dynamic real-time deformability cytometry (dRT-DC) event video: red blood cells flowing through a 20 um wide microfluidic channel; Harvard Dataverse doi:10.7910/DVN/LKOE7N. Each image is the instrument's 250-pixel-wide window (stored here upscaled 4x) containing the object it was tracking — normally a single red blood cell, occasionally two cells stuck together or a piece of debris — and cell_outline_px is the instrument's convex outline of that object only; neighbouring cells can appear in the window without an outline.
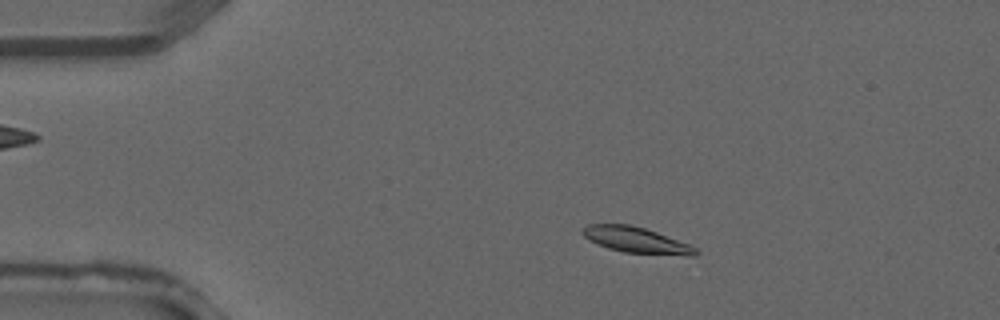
{"species": "common noctule bat (a hibernating species)", "species_latin": "Nyctalus noctula", "temperature_condition": "warm", "stored_images_in_passage": 20, "camera_frame_rate_fps": 3000, "um_per_image_px": 0.085, "animal": {"sex": "male", "forearm_length_mm": 52.5}, "frame": {"image": 1, "passage_image": 5, "time_ms": 1.333, "image_size_px": [1000, 320], "cell_outline_px": [[700, 252], [696, 256], [688, 256], [624, 252], [608, 248], [588, 240], [580, 232], [588, 224], [628, 224], [644, 228], [656, 232], [688, 244], [696, 248]], "centroid_in_image_um": [54.08, 20.41], "position_along_channel_um": 30.9, "area_um2": 16.94}}
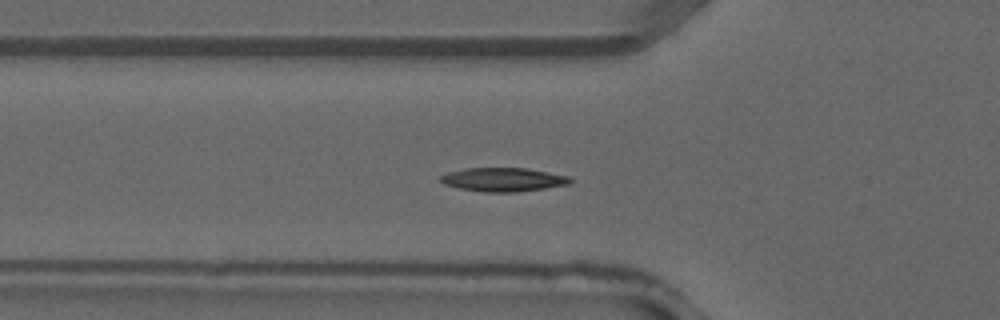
{"frame": {"image": 2, "passage_image": 11, "time_ms": 3.333, "image_size_px": [1000, 320], "cell_outline_px": [[572, 184], [516, 192], [484, 192], [460, 188], [444, 184], [440, 180], [440, 176], [448, 172], [464, 168], [528, 168], [572, 176]], "centroid_in_image_um": [42.83, 15.26], "position_along_channel_um": 83.0, "area_um2": 18.09}}
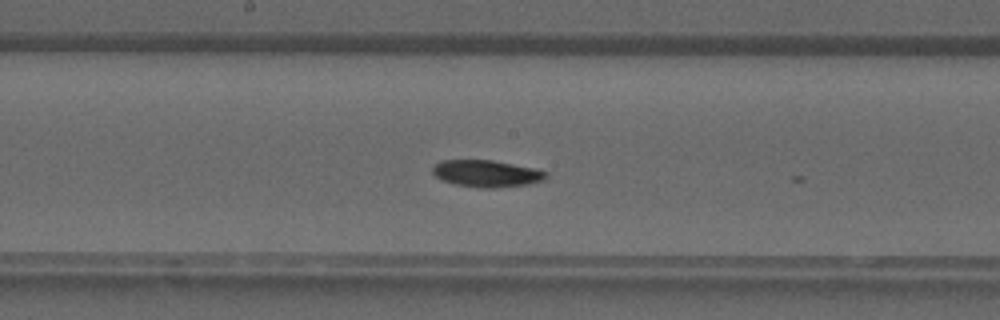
{"frame": {"image": 3, "passage_image": 18, "time_ms": 5.667, "image_size_px": [1000, 320], "cell_outline_px": [[548, 176], [544, 180], [528, 184], [496, 188], [480, 188], [456, 184], [444, 180], [436, 176], [432, 172], [432, 168], [436, 164], [444, 160], [492, 160], [532, 168], [548, 172]], "centroid_in_image_um": [41.38, 14.75], "position_along_channel_um": 206.8, "area_um2": 17.57}}